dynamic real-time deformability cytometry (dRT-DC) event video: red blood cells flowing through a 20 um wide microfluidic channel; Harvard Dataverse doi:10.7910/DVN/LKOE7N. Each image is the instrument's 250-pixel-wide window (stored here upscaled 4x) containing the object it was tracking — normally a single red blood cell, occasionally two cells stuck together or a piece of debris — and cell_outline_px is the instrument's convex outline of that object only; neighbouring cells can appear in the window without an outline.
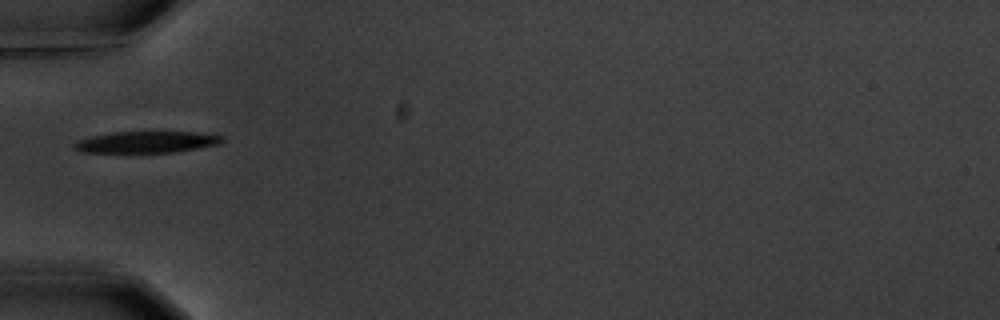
{"species": "common noctule bat (a hibernating species)", "species_latin": "Nyctalus noctula", "temperature_condition": "warm", "stored_images_in_passage": 4, "camera_frame_rate_fps": 3000, "um_per_image_px": 0.085, "animal": {"sex": "male", "body_mass_g": 20.1, "forearm_length_mm": 53.5}, "frame": {"image": 1, "passage_image": 1, "time_ms": 0.0, "image_size_px": [1000, 320], "cell_outline_px": [[224, 140], [220, 144], [172, 152], [84, 152], [76, 148], [72, 144], [76, 140], [92, 136], [112, 132], [216, 132], [224, 136]], "centroid_in_image_um": [12.55, 12.05], "position_along_channel_um": 72.4, "area_um2": 18.61}}
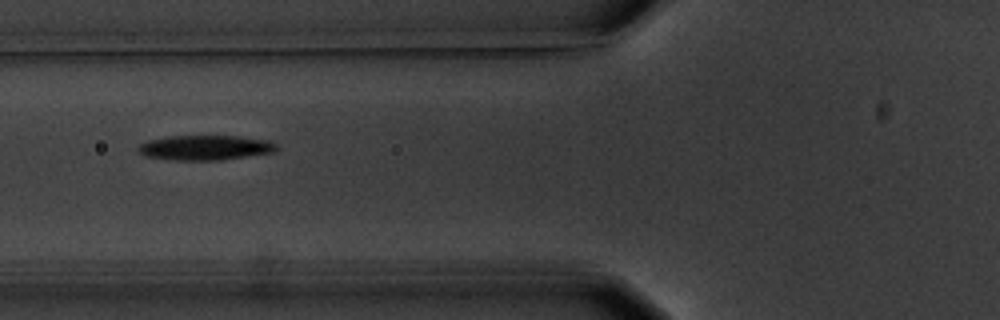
{"frame": {"image": 2, "passage_image": 2, "time_ms": 1.0, "image_size_px": [1000, 320], "cell_outline_px": [[280, 148], [272, 152], [220, 160], [172, 160], [144, 156], [136, 148], [140, 144], [148, 140], [164, 136], [240, 136], [268, 140], [276, 144]], "centroid_in_image_um": [17.41, 12.54], "position_along_channel_um": 108.4, "area_um2": 20.11}}